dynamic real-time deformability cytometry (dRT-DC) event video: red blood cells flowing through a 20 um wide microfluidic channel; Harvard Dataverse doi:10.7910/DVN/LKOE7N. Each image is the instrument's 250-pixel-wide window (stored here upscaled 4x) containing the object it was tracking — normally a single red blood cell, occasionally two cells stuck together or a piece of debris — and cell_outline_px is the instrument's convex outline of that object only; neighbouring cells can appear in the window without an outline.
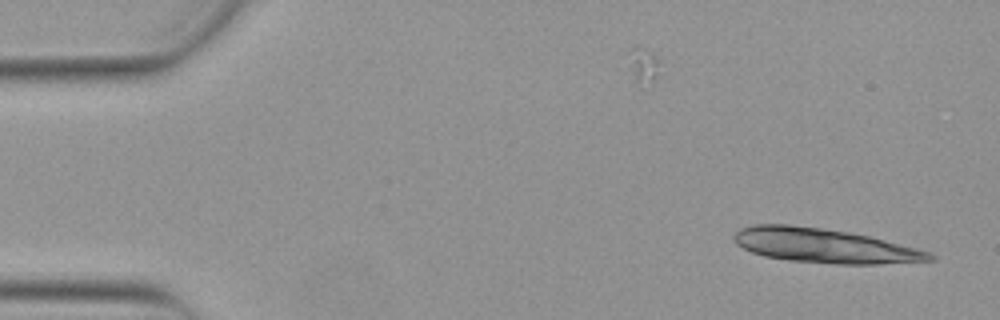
{"species": "Egyptian fruit bat (a non-hibernating species)", "species_latin": "Rousettus aegyptiacus", "temperature_condition": "warm", "stored_images_in_passage": 13, "camera_frame_rate_fps": 3000, "um_per_image_px": 0.085, "animal": {"sex": "female"}, "frame": {"image": 1, "passage_image": 1, "time_ms": 0.0, "image_size_px": [1000, 320], "cell_outline_px": [[936, 260], [876, 264], [836, 264], [788, 260], [764, 256], [752, 252], [736, 244], [732, 236], [740, 228], [752, 224], [788, 224], [820, 228], [848, 232], [868, 236], [932, 252], [936, 256]], "centroid_in_image_um": [70.05, 20.88], "position_along_channel_um": 15.0, "area_um2": 39.07}}